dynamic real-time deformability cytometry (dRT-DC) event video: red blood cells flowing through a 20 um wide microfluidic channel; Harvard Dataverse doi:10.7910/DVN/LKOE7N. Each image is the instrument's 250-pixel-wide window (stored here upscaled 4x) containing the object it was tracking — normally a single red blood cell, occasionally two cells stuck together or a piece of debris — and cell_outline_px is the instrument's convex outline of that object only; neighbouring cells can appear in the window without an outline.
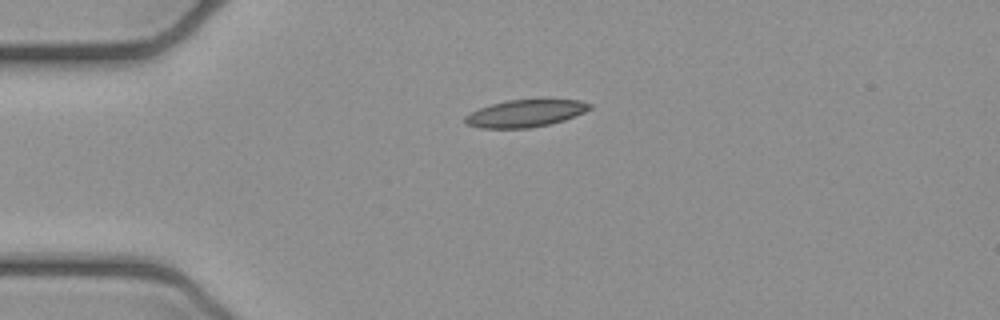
{"species": "common noctule bat (a hibernating species)", "species_latin": "Nyctalus noctula", "temperature_condition": "cold", "stored_images_in_passage": 2, "camera_frame_rate_fps": 3000, "um_per_image_px": 0.085, "animal": {"sex": "female", "body_mass_g": 21.9}, "frame": {"image": 1, "passage_image": 2, "time_ms": 0.333, "image_size_px": [1000, 320], "cell_outline_px": [[592, 108], [576, 116], [564, 120], [548, 124], [528, 128], [480, 128], [468, 124], [464, 120], [464, 116], [480, 108], [492, 104], [508, 100], [580, 100], [592, 104]], "centroid_in_image_um": [44.67, 9.64], "position_along_channel_um": 40.3, "area_um2": 19.54}}